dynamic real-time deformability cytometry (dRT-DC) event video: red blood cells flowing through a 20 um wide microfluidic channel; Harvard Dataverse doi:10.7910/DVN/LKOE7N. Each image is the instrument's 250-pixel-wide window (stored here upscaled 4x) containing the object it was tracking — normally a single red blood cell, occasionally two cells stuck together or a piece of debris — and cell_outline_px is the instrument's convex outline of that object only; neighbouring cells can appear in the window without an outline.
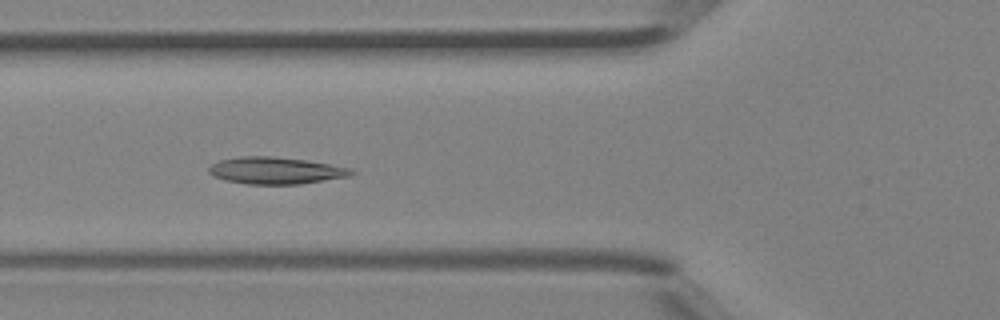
{"species": "Egyptian fruit bat (a non-hibernating species)", "species_latin": "Rousettus aegyptiacus", "temperature_condition": "room temperature", "stored_images_in_passage": 5, "camera_frame_rate_fps": 3000, "um_per_image_px": 0.085, "animal": {"sex": "female"}, "frame": {"image": 1, "passage_image": 5, "time_ms": 1.333, "image_size_px": [1000, 320], "cell_outline_px": [[356, 172], [348, 176], [300, 184], [248, 184], [224, 180], [212, 176], [208, 172], [208, 168], [212, 164], [220, 160], [240, 156], [272, 156], [308, 160], [352, 168]], "centroid_in_image_um": [23.42, 14.49], "position_along_channel_um": 102.4, "area_um2": 22.43}}